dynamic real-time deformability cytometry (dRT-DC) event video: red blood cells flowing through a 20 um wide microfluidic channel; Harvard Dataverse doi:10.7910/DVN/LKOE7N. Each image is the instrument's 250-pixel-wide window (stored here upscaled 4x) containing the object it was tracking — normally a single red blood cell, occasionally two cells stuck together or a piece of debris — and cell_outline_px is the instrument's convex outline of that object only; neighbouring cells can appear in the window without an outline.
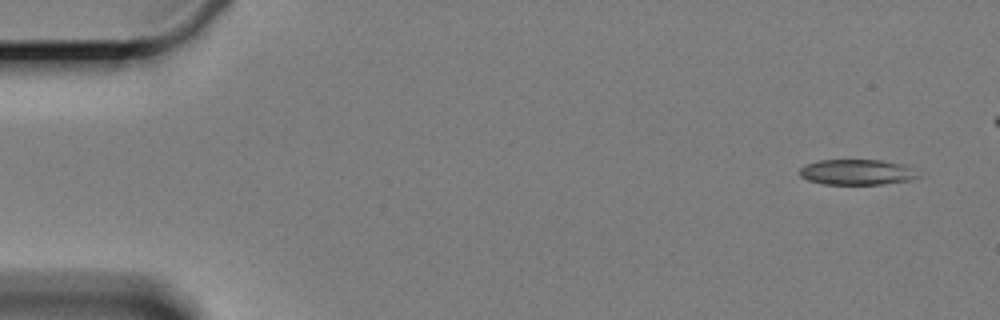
{"species": "Egyptian fruit bat (a non-hibernating species)", "species_latin": "Rousettus aegyptiacus", "temperature_condition": "cold", "stored_images_in_passage": 6, "segment_of_instrument_passage": [2, 2], "camera_frame_rate_fps": 3000, "um_per_image_px": 0.085, "animal": {"sex": "female"}, "frame": {"image": 1, "passage_image": 6, "time_ms": 7.0, "image_size_px": [1000, 320], "cell_outline_px": [[920, 176], [908, 180], [880, 184], [824, 184], [808, 180], [800, 176], [800, 168], [808, 164], [820, 160], [884, 160], [904, 164]], "centroid_in_image_um": [72.81, 14.62], "position_along_channel_um": 12.2, "area_um2": 17.34}}